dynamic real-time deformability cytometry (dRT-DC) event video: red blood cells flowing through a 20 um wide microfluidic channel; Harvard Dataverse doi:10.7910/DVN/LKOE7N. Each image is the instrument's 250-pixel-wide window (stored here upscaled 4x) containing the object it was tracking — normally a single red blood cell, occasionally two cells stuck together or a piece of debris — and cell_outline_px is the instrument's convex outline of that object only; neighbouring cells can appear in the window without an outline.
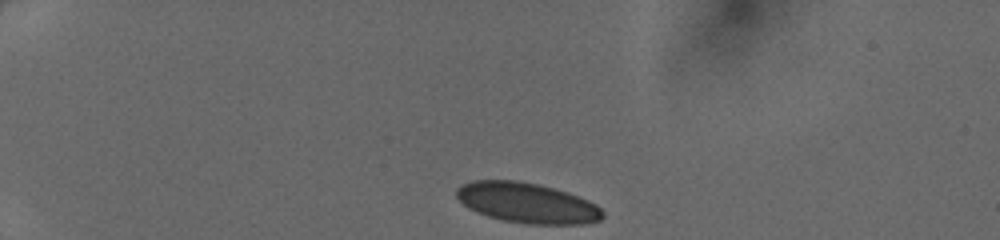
{"species": "human", "species_latin": "Homo sapiens", "temperature_condition": "cold", "stored_images_in_passage": 34, "camera_frame_rate_fps": 3000, "um_per_image_px": 0.085, "donor": {"sex": "female"}, "frame": {"image": 1, "passage_image": 1, "time_ms": 0.0, "image_size_px": [1000, 240], "cell_outline_px": [[604, 216], [600, 220], [584, 224], [528, 224], [504, 220], [488, 216], [476, 212], [468, 208], [456, 196], [456, 188], [472, 180], [516, 180], [536, 184], [568, 192], [588, 200], [596, 204], [604, 212]], "centroid_in_image_um": [44.81, 17.25], "position_along_channel_um": 40.2, "area_um2": 34.22}}
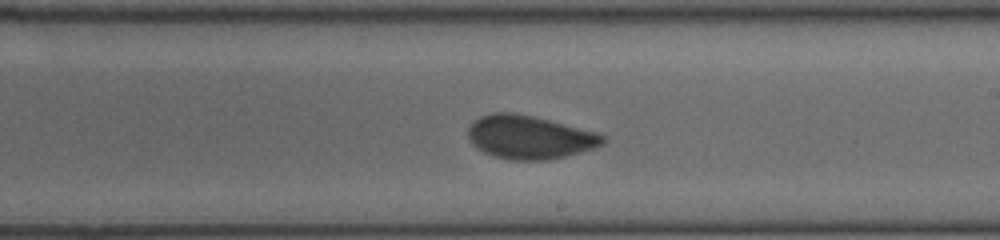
{"frame": {"image": 2, "passage_image": 20, "time_ms": 6.333, "image_size_px": [1000, 240], "cell_outline_px": [[608, 136], [604, 144], [596, 148], [548, 160], [508, 160], [492, 156], [476, 148], [472, 144], [468, 136], [468, 128], [480, 116], [492, 112], [516, 112], [596, 132]], "centroid_in_image_um": [45.01, 11.67], "position_along_channel_um": 244.0, "area_um2": 34.22}}
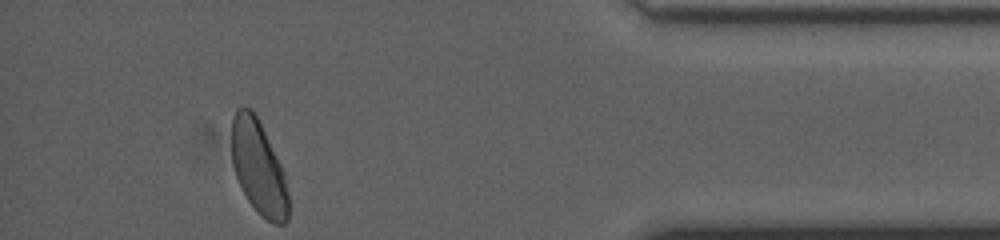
{"frame": {"image": 3, "passage_image": 34, "time_ms": 11.0, "image_size_px": [1000, 240], "cell_outline_px": [[288, 220], [284, 224], [276, 224], [268, 220], [248, 200], [236, 176], [232, 160], [232, 120], [236, 108], [252, 108], [284, 172], [288, 192]], "centroid_in_image_um": [21.98, 14.23], "position_along_channel_um": 413.2, "area_um2": 30.29}}